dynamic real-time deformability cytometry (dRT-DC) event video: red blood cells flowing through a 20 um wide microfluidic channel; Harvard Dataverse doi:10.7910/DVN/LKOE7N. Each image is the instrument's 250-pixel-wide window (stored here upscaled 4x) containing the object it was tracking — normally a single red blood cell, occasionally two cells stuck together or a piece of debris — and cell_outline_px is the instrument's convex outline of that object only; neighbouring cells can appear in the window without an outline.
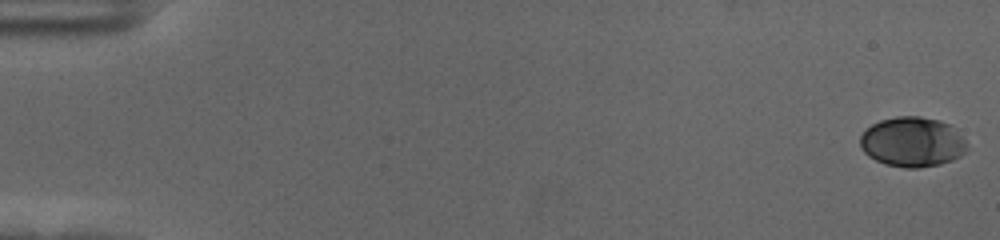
{"species": "human", "species_latin": "Homo sapiens", "temperature_condition": "cold", "stored_images_in_passage": 58, "camera_frame_rate_fps": 3000, "um_per_image_px": 0.085, "donor": {"sex": "female"}, "frame": {"image": 1, "passage_image": 1, "time_ms": 0.0, "image_size_px": [1000, 240], "cell_outline_px": [[968, 148], [960, 156], [952, 160], [940, 164], [920, 168], [904, 168], [884, 164], [868, 156], [860, 148], [860, 136], [872, 124], [880, 120], [896, 116], [920, 116], [940, 120], [956, 128], [968, 144]], "centroid_in_image_um": [77.56, 12.07], "position_along_channel_um": 7.4, "area_um2": 31.39}}
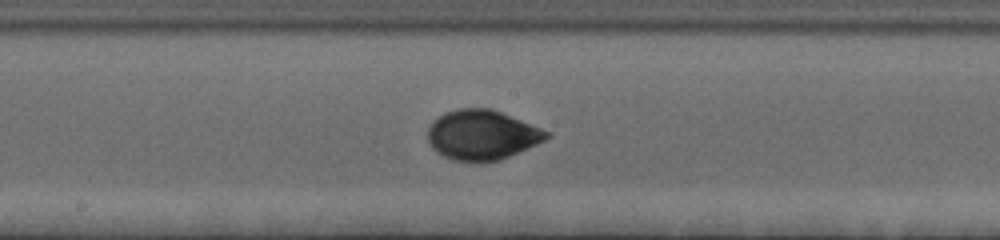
{"frame": {"image": 2, "passage_image": 32, "time_ms": 10.333, "image_size_px": [1000, 240], "cell_outline_px": [[552, 136], [536, 144], [508, 156], [496, 160], [452, 160], [436, 152], [432, 148], [428, 140], [428, 128], [432, 120], [444, 112], [456, 108], [492, 108], [552, 132]], "centroid_in_image_um": [40.96, 11.42], "position_along_channel_um": 207.2, "area_um2": 34.33}}
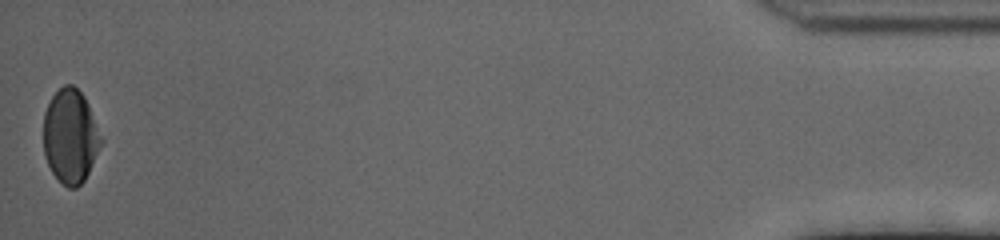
{"frame": {"image": 3, "passage_image": 58, "time_ms": 19.0, "image_size_px": [1000, 240], "cell_outline_px": [[104, 140], [84, 180], [76, 188], [68, 188], [52, 172], [44, 156], [44, 112], [52, 96], [64, 84], [72, 84], [84, 96], [88, 104]], "centroid_in_image_um": [5.99, 11.57], "position_along_channel_um": 429.2, "area_um2": 31.44}, "authors_computed_cell_mechanics": {"area_um2": 32.1368, "velocity_mm_per_s": 3.5418, "shape_relaxation_time_tau1_ms": 3.3754, "shape_relaxation_time_tau2_ms": 0.9642, "deformation_change_tau1": 0.141, "deformation_change_tau2": 0.0331}}